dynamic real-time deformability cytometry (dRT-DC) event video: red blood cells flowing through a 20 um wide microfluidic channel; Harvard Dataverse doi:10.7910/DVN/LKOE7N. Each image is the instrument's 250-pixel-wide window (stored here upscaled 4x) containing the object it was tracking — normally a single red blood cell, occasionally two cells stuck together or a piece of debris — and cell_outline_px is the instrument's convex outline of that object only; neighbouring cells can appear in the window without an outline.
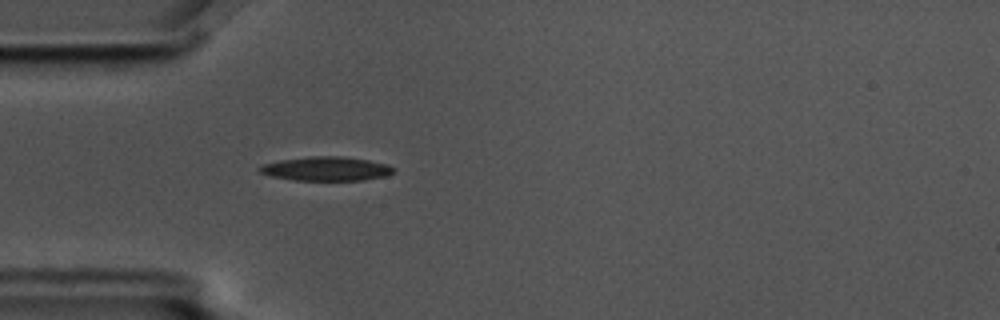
{"species": "common noctule bat (a hibernating species)", "species_latin": "Nyctalus noctula", "temperature_condition": "cold", "stored_images_in_passage": 3, "camera_frame_rate_fps": 3000, "um_per_image_px": 0.085, "animal": {"sex": "male", "body_mass_g": 17.5, "forearm_length_mm": 52.3}, "frame": {"image": 1, "passage_image": 3, "time_ms": 0.667, "image_size_px": [1000, 320], "cell_outline_px": [[396, 172], [388, 176], [364, 180], [296, 180], [272, 176], [260, 172], [260, 168], [264, 164], [280, 160], [312, 156], [344, 156], [368, 160], [388, 164], [396, 168]], "centroid_in_image_um": [27.84, 14.34], "position_along_channel_um": 57.2, "area_um2": 18.79}}